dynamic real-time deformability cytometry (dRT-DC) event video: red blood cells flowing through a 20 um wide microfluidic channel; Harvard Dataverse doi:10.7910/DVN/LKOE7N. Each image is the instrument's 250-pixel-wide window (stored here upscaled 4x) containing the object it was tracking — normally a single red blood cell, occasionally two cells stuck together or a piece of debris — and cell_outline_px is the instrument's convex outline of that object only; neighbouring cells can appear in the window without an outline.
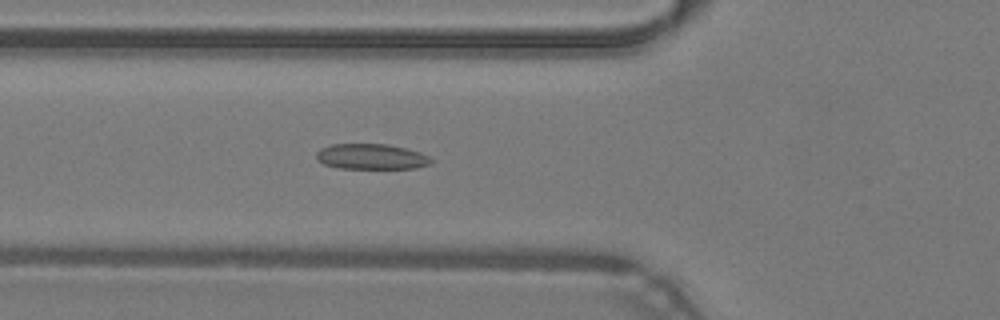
{"species": "common noctule bat (a hibernating species)", "species_latin": "Nyctalus noctula", "temperature_condition": "warm", "stored_images_in_passage": 48, "camera_frame_rate_fps": 3000, "um_per_image_px": 0.085, "animal": {"sex": "male", "body_mass_g": 19.2, "forearm_length_mm": 51.8}, "frame": {"image": 1, "passage_image": 18, "time_ms": 5.667, "image_size_px": [1000, 320], "cell_outline_px": [[432, 164], [416, 168], [340, 168], [324, 164], [316, 156], [316, 152], [320, 148], [332, 144], [388, 144], [420, 152], [428, 156], [432, 160]], "centroid_in_image_um": [31.58, 13.31], "position_along_channel_um": 94.2, "area_um2": 16.94}}
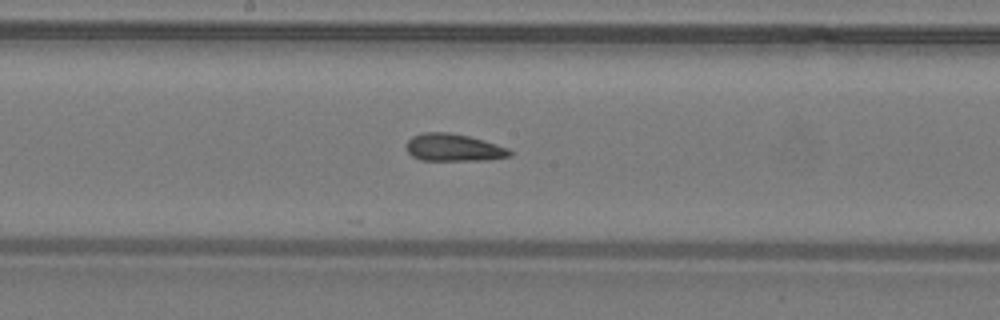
{"frame": {"image": 2, "passage_image": 26, "time_ms": 8.333, "image_size_px": [1000, 320], "cell_outline_px": [[512, 156], [488, 160], [420, 160], [412, 156], [404, 148], [408, 140], [412, 136], [424, 132], [448, 132], [468, 136], [484, 140], [508, 148], [512, 152]], "centroid_in_image_um": [38.54, 12.54], "position_along_channel_um": 209.7, "area_um2": 16.65}}
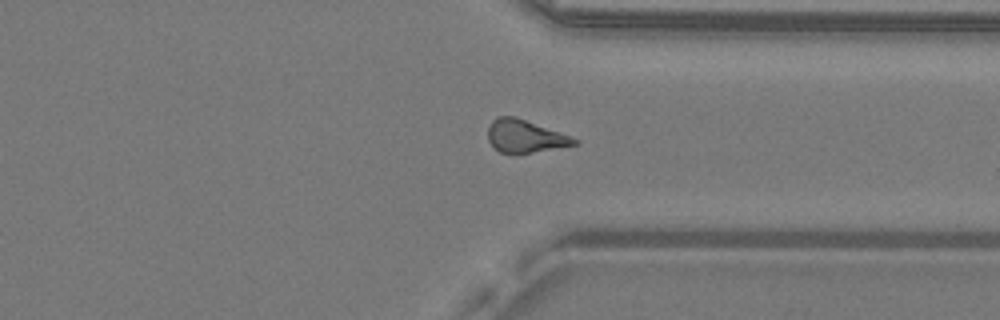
{"frame": {"image": 3, "passage_image": 37, "time_ms": 12.0, "image_size_px": [1000, 320], "cell_outline_px": [[580, 144], [532, 152], [500, 152], [488, 140], [488, 128], [492, 120], [496, 116], [516, 116], [580, 140]], "centroid_in_image_um": [44.63, 11.55], "position_along_channel_um": 366.8, "area_um2": 16.18}, "authors_computed_cell_mechanics": {"area_um2": 16.9065, "velocity_mm_per_s": 4.3076, "shape_relaxation_time_tau1_ms": null, "shape_relaxation_time_tau2_ms": 2.1961, "deformation_change_tau1": null, "deformation_change_tau2": 0.1136}}